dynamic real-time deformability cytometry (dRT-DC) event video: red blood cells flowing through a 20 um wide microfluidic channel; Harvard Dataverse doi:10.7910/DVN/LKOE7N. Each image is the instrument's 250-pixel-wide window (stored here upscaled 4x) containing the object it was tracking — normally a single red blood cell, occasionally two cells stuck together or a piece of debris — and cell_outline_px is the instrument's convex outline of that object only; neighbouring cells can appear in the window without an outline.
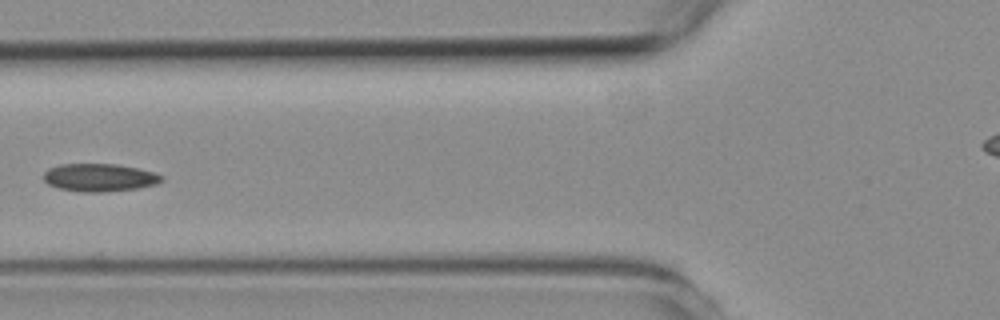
{"species": "common noctule bat (a hibernating species)", "species_latin": "Nyctalus noctula", "temperature_condition": "room temperature", "stored_images_in_passage": 8, "camera_frame_rate_fps": 3000, "um_per_image_px": 0.085, "animal": {"sex": "female", "body_mass_g": 19.3, "forearm_length_mm": 54.1}, "frame": {"image": 1, "passage_image": 6, "time_ms": 5.667, "image_size_px": [1000, 320], "cell_outline_px": [[164, 180], [156, 184], [136, 188], [104, 192], [80, 192], [60, 188], [48, 184], [44, 180], [44, 172], [48, 168], [60, 164], [116, 164], [140, 168], [164, 176]], "centroid_in_image_um": [8.46, 15.08], "position_along_channel_um": 117.3, "area_um2": 19.19}}
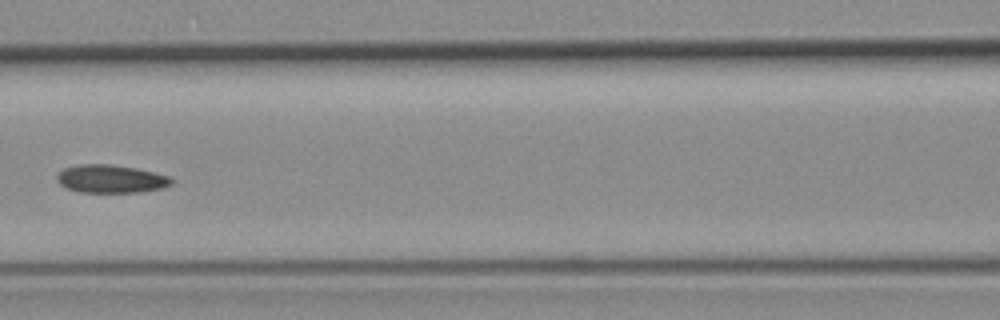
{"frame": {"image": 2, "passage_image": 7, "time_ms": 6.667, "image_size_px": [1000, 320], "cell_outline_px": [[172, 184], [164, 188], [140, 192], [80, 192], [68, 188], [60, 184], [56, 180], [56, 176], [64, 168], [80, 164], [112, 164], [136, 168], [168, 176], [172, 180]], "centroid_in_image_um": [9.42, 15.2], "position_along_channel_um": 157.2, "area_um2": 18.67}}
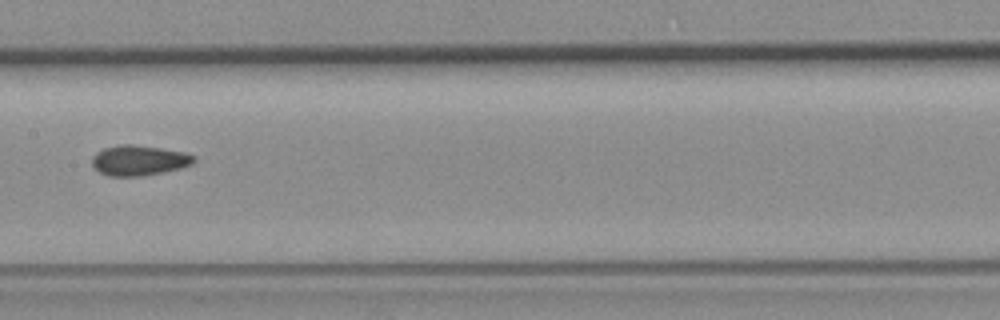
{"frame": {"image": 3, "passage_image": 8, "time_ms": 10.333, "image_size_px": [1000, 320], "cell_outline_px": [[196, 160], [192, 164], [180, 168], [164, 172], [140, 176], [108, 176], [92, 168], [92, 156], [96, 152], [104, 148], [120, 144], [132, 144], [160, 148], [184, 152], [196, 156]], "centroid_in_image_um": [11.79, 13.63], "position_along_channel_um": 195.6, "area_um2": 18.09}}